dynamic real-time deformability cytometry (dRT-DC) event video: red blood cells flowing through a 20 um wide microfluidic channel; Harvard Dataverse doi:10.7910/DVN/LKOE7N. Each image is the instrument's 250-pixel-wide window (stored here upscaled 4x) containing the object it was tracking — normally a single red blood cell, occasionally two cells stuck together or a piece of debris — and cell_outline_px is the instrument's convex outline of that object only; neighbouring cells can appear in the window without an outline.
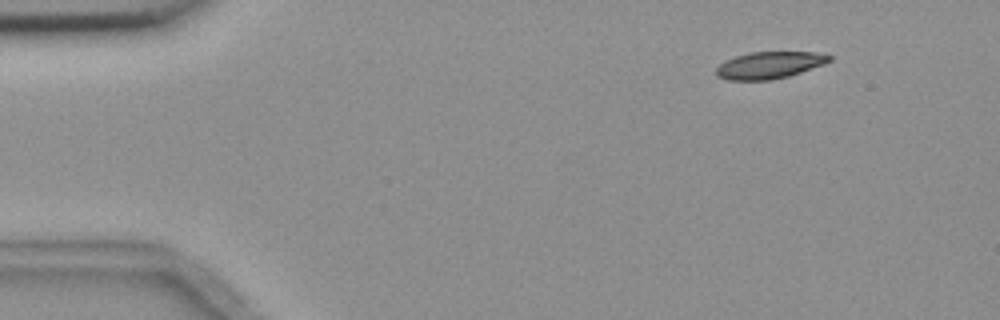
{"species": "common noctule bat (a hibernating species)", "species_latin": "Nyctalus noctula", "temperature_condition": "room temperature", "stored_images_in_passage": 5, "camera_frame_rate_fps": 3000, "um_per_image_px": 0.085, "animal": {"sex": "female", "body_mass_g": 18.4}, "frame": {"image": 1, "passage_image": 2, "time_ms": 1.333, "image_size_px": [1000, 320], "cell_outline_px": [[832, 60], [824, 64], [788, 76], [768, 80], [728, 80], [716, 76], [716, 68], [720, 64], [736, 56], [752, 52], [816, 52], [832, 56]], "centroid_in_image_um": [65.4, 5.54], "position_along_channel_um": 19.6, "area_um2": 17.57}}
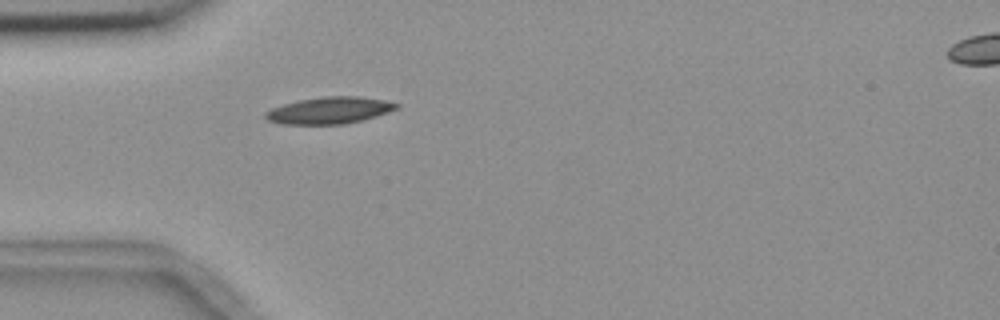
{"frame": {"image": 2, "passage_image": 5, "time_ms": 4.667, "image_size_px": [1000, 320], "cell_outline_px": [[400, 104], [396, 108], [388, 112], [376, 116], [344, 124], [280, 124], [268, 120], [264, 116], [264, 112], [272, 108], [284, 104], [300, 100], [324, 96], [360, 96], [384, 100]], "centroid_in_image_um": [27.98, 9.38], "position_along_channel_um": 57.0, "area_um2": 20.29}}